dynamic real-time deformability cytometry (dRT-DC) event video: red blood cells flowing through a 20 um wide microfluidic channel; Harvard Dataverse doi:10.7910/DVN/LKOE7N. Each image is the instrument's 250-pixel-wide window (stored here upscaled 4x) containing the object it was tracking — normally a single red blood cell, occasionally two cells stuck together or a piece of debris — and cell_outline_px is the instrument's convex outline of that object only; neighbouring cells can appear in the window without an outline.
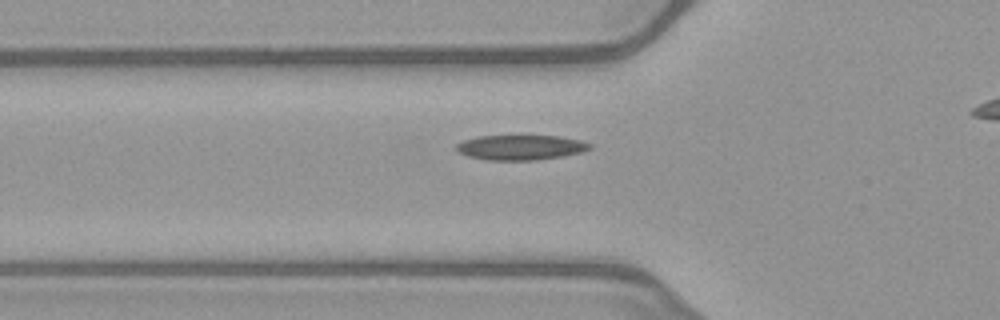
{"species": "common noctule bat (a hibernating species)", "species_latin": "Nyctalus noctula", "temperature_condition": "warm", "stored_images_in_passage": 36, "camera_frame_rate_fps": 3000, "um_per_image_px": 0.085, "animal": {"sex": "female", "body_mass_g": 21.9}, "frame": {"image": 1, "passage_image": 9, "time_ms": 2.667, "image_size_px": [1000, 320], "cell_outline_px": [[592, 148], [580, 152], [564, 156], [536, 160], [488, 160], [468, 156], [460, 152], [456, 148], [456, 144], [464, 140], [476, 136], [556, 136], [580, 140], [592, 144]], "centroid_in_image_um": [44.26, 12.53], "position_along_channel_um": 81.5, "area_um2": 19.31}}
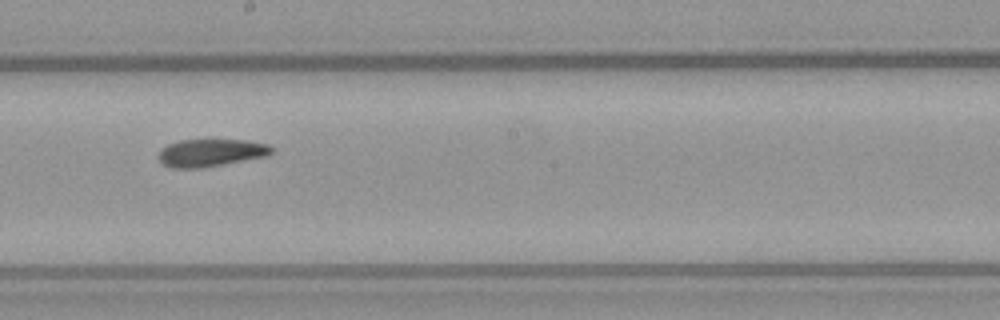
{"frame": {"image": 2, "passage_image": 20, "time_ms": 6.333, "image_size_px": [1000, 320], "cell_outline_px": [[276, 148], [268, 156], [204, 168], [172, 168], [164, 164], [160, 160], [160, 152], [168, 144], [180, 140], [244, 140], [268, 144]], "centroid_in_image_um": [17.99, 12.99], "position_along_channel_um": 230.2, "area_um2": 18.15}}
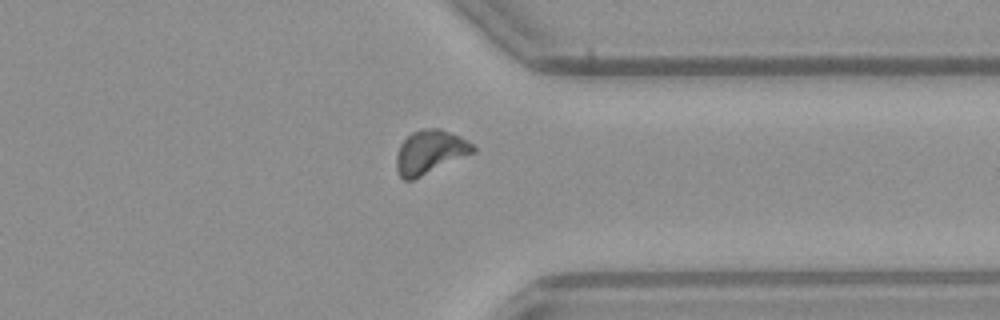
{"frame": {"image": 3, "passage_image": 31, "time_ms": 10.0, "image_size_px": [1000, 320], "cell_outline_px": [[476, 152], [412, 180], [404, 180], [400, 176], [396, 168], [396, 156], [400, 144], [412, 132], [420, 128], [440, 128], [460, 136], [468, 140], [476, 148]], "centroid_in_image_um": [36.56, 12.91], "position_along_channel_um": 374.8, "area_um2": 19.59}}